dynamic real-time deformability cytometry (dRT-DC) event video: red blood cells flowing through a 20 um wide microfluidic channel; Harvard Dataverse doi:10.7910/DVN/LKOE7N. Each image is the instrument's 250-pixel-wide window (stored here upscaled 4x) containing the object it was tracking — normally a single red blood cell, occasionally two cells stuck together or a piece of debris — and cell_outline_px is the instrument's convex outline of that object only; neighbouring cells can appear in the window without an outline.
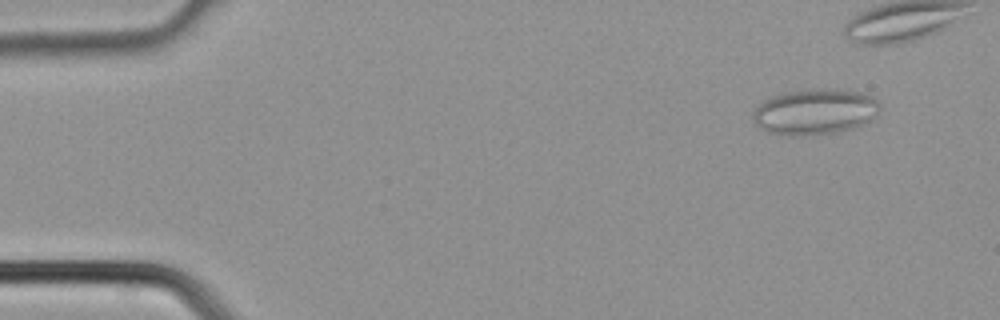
{"species": "common noctule bat (a hibernating species)", "species_latin": "Nyctalus noctula", "temperature_condition": "cold", "stored_images_in_passage": 3, "camera_frame_rate_fps": 3000, "um_per_image_px": 0.085, "animal": {"sex": "male", "body_mass_g": 21.5, "forearm_length_mm": 52.0}, "frame": {"image": 1, "passage_image": 1, "time_ms": 0.0, "image_size_px": [1000, 320], "cell_outline_px": [[880, 108], [876, 116], [872, 120], [856, 128], [836, 132], [796, 136], [792, 136], [768, 132], [760, 128], [752, 120], [752, 112], [764, 100], [772, 96], [784, 92], [860, 92], [872, 96], [880, 104]], "centroid_in_image_um": [69.26, 9.56], "position_along_channel_um": 15.7, "area_um2": 32.89}}